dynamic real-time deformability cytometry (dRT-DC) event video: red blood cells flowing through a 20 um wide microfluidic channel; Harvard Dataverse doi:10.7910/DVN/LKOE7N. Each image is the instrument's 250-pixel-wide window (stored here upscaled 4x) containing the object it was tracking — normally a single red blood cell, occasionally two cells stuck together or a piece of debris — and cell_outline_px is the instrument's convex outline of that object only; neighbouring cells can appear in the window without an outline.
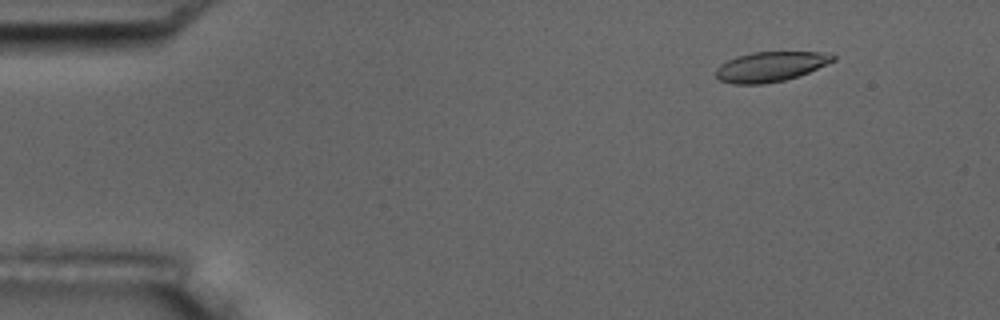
{"species": "common noctule bat (a hibernating species)", "species_latin": "Nyctalus noctula", "temperature_condition": "room temperature", "stored_images_in_passage": 5, "camera_frame_rate_fps": 3000, "um_per_image_px": 0.085, "animal": {"sex": "male", "body_mass_g": 17.5, "forearm_length_mm": 52.3}, "frame": {"image": 1, "passage_image": 2, "time_ms": 1.333, "image_size_px": [1000, 320], "cell_outline_px": [[836, 60], [808, 72], [784, 80], [764, 84], [732, 84], [720, 80], [716, 76], [716, 68], [720, 64], [736, 56], [752, 52], [820, 52], [836, 56]], "centroid_in_image_um": [65.46, 5.66], "position_along_channel_um": 19.5, "area_um2": 20.29}}
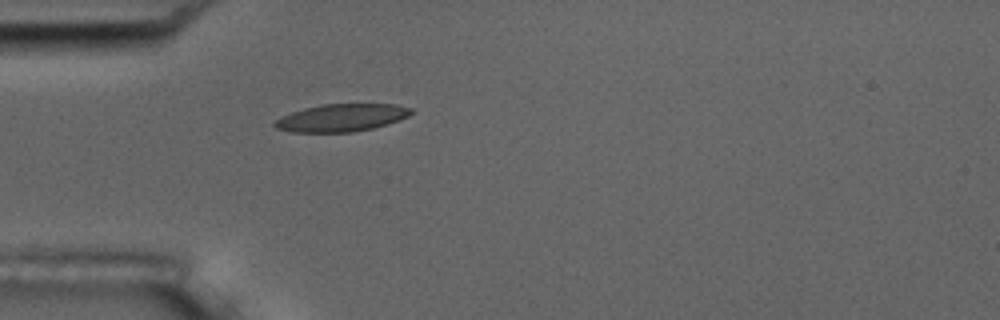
{"frame": {"image": 2, "passage_image": 5, "time_ms": 4.667, "image_size_px": [1000, 320], "cell_outline_px": [[412, 112], [408, 116], [400, 120], [372, 128], [352, 132], [292, 132], [276, 128], [272, 124], [280, 116], [304, 108], [320, 104], [396, 104], [412, 108]], "centroid_in_image_um": [29.01, 10.0], "position_along_channel_um": 56.0, "area_um2": 21.91}}